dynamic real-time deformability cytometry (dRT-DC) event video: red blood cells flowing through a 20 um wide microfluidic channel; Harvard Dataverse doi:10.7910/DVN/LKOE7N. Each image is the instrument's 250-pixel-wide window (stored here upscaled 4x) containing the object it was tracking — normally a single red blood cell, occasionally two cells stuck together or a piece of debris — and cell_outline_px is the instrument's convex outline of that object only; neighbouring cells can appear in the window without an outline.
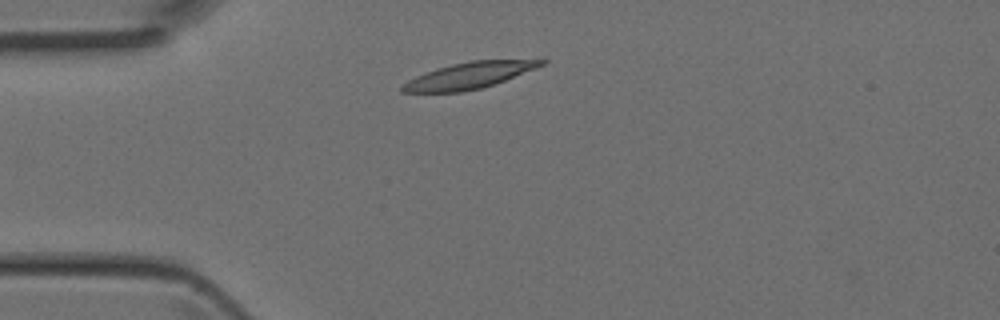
{"species": "Egyptian fruit bat (a non-hibernating species)", "species_latin": "Rousettus aegyptiacus", "temperature_condition": "room temperature", "stored_images_in_passage": 3, "camera_frame_rate_fps": 3000, "um_per_image_px": 0.085, "animal": {"sex": "female"}, "frame": {"image": 1, "passage_image": 1, "time_ms": 0.0, "image_size_px": [1000, 320], "cell_outline_px": [[548, 60], [544, 64], [504, 80], [480, 88], [460, 92], [400, 92], [400, 88], [408, 80], [416, 76], [436, 68], [452, 64], [472, 60], [544, 56]], "centroid_in_image_um": [40.02, 6.35], "position_along_channel_um": 45.0, "area_um2": 21.85}}
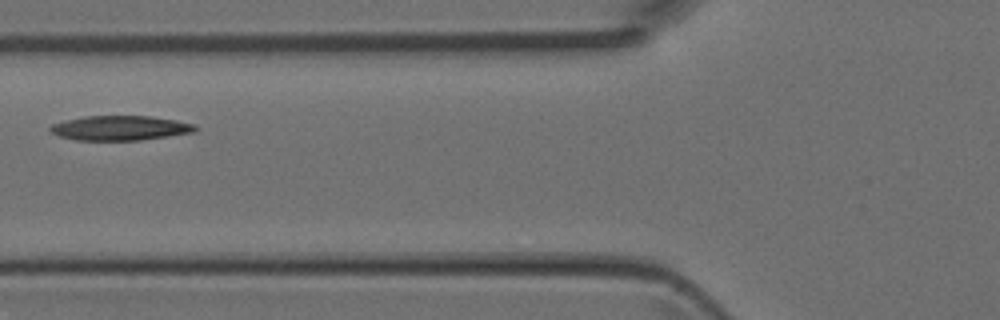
{"frame": {"image": 2, "passage_image": 3, "time_ms": 0.667, "image_size_px": [1000, 320], "cell_outline_px": [[200, 128], [196, 132], [140, 140], [76, 140], [60, 136], [52, 132], [48, 128], [52, 124], [64, 120], [84, 116], [152, 116], [176, 120], [196, 124]], "centroid_in_image_um": [10.26, 10.87], "position_along_channel_um": 115.5, "area_um2": 20.98}}